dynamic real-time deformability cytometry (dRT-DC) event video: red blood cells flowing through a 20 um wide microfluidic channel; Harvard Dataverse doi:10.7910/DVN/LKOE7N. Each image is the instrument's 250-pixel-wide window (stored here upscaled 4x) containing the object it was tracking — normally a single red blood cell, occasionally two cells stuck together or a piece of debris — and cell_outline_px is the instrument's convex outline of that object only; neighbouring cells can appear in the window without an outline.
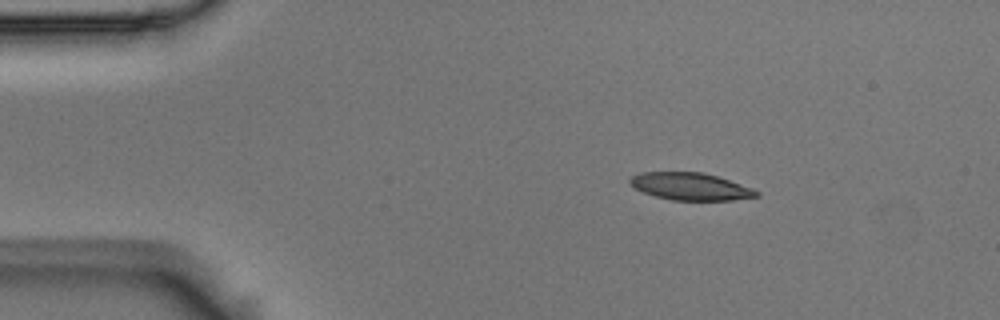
{"species": "Egyptian fruit bat (a non-hibernating species)", "species_latin": "Rousettus aegyptiacus", "temperature_condition": "room temperature", "stored_images_in_passage": 4, "segment_of_instrument_passage": [1, 2], "camera_frame_rate_fps": 3000, "um_per_image_px": 0.085, "animal": {"sex": "male"}, "frame": {"image": 1, "passage_image": 1, "time_ms": 0.0, "image_size_px": [1000, 320], "cell_outline_px": [[760, 196], [732, 200], [672, 200], [656, 196], [644, 192], [636, 188], [628, 180], [632, 176], [640, 172], [704, 172], [752, 188], [760, 192]], "centroid_in_image_um": [58.71, 15.85], "position_along_channel_um": 26.3, "area_um2": 19.94}}